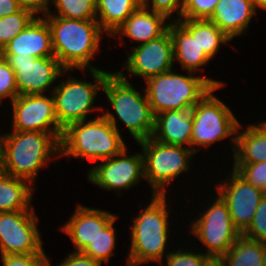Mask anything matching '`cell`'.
Wrapping results in <instances>:
<instances>
[{"mask_svg": "<svg viewBox=\"0 0 266 266\" xmlns=\"http://www.w3.org/2000/svg\"><path fill=\"white\" fill-rule=\"evenodd\" d=\"M167 199L166 195L152 194L150 203L147 202L144 208L140 204L142 211L131 220L133 224L130 225L131 242L126 255L127 266H141L147 262L158 265L170 252L166 249L172 242L168 239L172 235L169 229L172 230L170 226L173 224H169L172 216Z\"/></svg>", "mask_w": 266, "mask_h": 266, "instance_id": "6da1fadb", "label": "cell"}, {"mask_svg": "<svg viewBox=\"0 0 266 266\" xmlns=\"http://www.w3.org/2000/svg\"><path fill=\"white\" fill-rule=\"evenodd\" d=\"M44 18L51 30L54 56L65 70L85 72L100 69L91 61L99 53L101 41L106 35L97 20H72L56 16Z\"/></svg>", "mask_w": 266, "mask_h": 266, "instance_id": "7a4b0ae2", "label": "cell"}, {"mask_svg": "<svg viewBox=\"0 0 266 266\" xmlns=\"http://www.w3.org/2000/svg\"><path fill=\"white\" fill-rule=\"evenodd\" d=\"M60 158V143L49 133L8 131L1 133V171L36 187L35 179L45 166Z\"/></svg>", "mask_w": 266, "mask_h": 266, "instance_id": "3957f363", "label": "cell"}, {"mask_svg": "<svg viewBox=\"0 0 266 266\" xmlns=\"http://www.w3.org/2000/svg\"><path fill=\"white\" fill-rule=\"evenodd\" d=\"M142 91H138L129 80L123 79L116 71L106 77L103 85V92L115 115L107 108L102 115L120 133L121 126L118 122L121 121L136 142L152 137L154 131L155 116L143 87Z\"/></svg>", "mask_w": 266, "mask_h": 266, "instance_id": "277c9868", "label": "cell"}, {"mask_svg": "<svg viewBox=\"0 0 266 266\" xmlns=\"http://www.w3.org/2000/svg\"><path fill=\"white\" fill-rule=\"evenodd\" d=\"M120 133L103 115L68 125L60 140V157L99 162L121 153L126 147Z\"/></svg>", "mask_w": 266, "mask_h": 266, "instance_id": "5b68a950", "label": "cell"}, {"mask_svg": "<svg viewBox=\"0 0 266 266\" xmlns=\"http://www.w3.org/2000/svg\"><path fill=\"white\" fill-rule=\"evenodd\" d=\"M169 70L147 79L145 92L155 115L172 110H191L213 87L224 86V81L186 72Z\"/></svg>", "mask_w": 266, "mask_h": 266, "instance_id": "8992f818", "label": "cell"}, {"mask_svg": "<svg viewBox=\"0 0 266 266\" xmlns=\"http://www.w3.org/2000/svg\"><path fill=\"white\" fill-rule=\"evenodd\" d=\"M72 72L73 70H64L58 78L60 82H56V87L51 93L57 121L63 130L72 123L90 119L88 115L91 112L104 111L102 105L95 106L94 102L99 92L103 91L106 77L112 70L110 72L102 69L87 70L86 72H90L91 79L95 82L71 77ZM64 74H67L66 78H62Z\"/></svg>", "mask_w": 266, "mask_h": 266, "instance_id": "52a82bcc", "label": "cell"}, {"mask_svg": "<svg viewBox=\"0 0 266 266\" xmlns=\"http://www.w3.org/2000/svg\"><path fill=\"white\" fill-rule=\"evenodd\" d=\"M224 86L213 87L191 108L192 137L191 149L197 154L211 145L230 138L232 152L236 144V135L241 124L229 106L213 93ZM201 149V150H200Z\"/></svg>", "mask_w": 266, "mask_h": 266, "instance_id": "ba28073f", "label": "cell"}, {"mask_svg": "<svg viewBox=\"0 0 266 266\" xmlns=\"http://www.w3.org/2000/svg\"><path fill=\"white\" fill-rule=\"evenodd\" d=\"M136 143L141 146L145 181L151 187V194L167 195V187L191 169L196 154L191 148L164 144L152 137Z\"/></svg>", "mask_w": 266, "mask_h": 266, "instance_id": "9c48e42d", "label": "cell"}, {"mask_svg": "<svg viewBox=\"0 0 266 266\" xmlns=\"http://www.w3.org/2000/svg\"><path fill=\"white\" fill-rule=\"evenodd\" d=\"M213 196V199L212 196L210 198L213 202H207L209 205L204 206L206 209L199 211L201 213L197 215L198 217H194L196 219H191L192 223L188 227L190 229L188 232L189 235L195 236L203 247L205 246V254L223 256L241 234L231 220L225 201L216 192Z\"/></svg>", "mask_w": 266, "mask_h": 266, "instance_id": "30bf717a", "label": "cell"}, {"mask_svg": "<svg viewBox=\"0 0 266 266\" xmlns=\"http://www.w3.org/2000/svg\"><path fill=\"white\" fill-rule=\"evenodd\" d=\"M128 147L112 158L92 165L87 171L88 181L102 190L114 191L119 197L123 196V191L139 185L141 180L145 181L142 153L138 151L129 155Z\"/></svg>", "mask_w": 266, "mask_h": 266, "instance_id": "8fae6325", "label": "cell"}, {"mask_svg": "<svg viewBox=\"0 0 266 266\" xmlns=\"http://www.w3.org/2000/svg\"><path fill=\"white\" fill-rule=\"evenodd\" d=\"M33 205L25 211L0 212V253L46 254Z\"/></svg>", "mask_w": 266, "mask_h": 266, "instance_id": "7c38bea8", "label": "cell"}, {"mask_svg": "<svg viewBox=\"0 0 266 266\" xmlns=\"http://www.w3.org/2000/svg\"><path fill=\"white\" fill-rule=\"evenodd\" d=\"M11 106L10 131L45 132L60 143L63 129L57 121L52 94L18 95Z\"/></svg>", "mask_w": 266, "mask_h": 266, "instance_id": "4fadbf2b", "label": "cell"}, {"mask_svg": "<svg viewBox=\"0 0 266 266\" xmlns=\"http://www.w3.org/2000/svg\"><path fill=\"white\" fill-rule=\"evenodd\" d=\"M130 50L129 56L122 63L126 73L117 70L125 80L134 76L146 81L174 68L173 45L169 30L157 39L131 46Z\"/></svg>", "mask_w": 266, "mask_h": 266, "instance_id": "5bb4252c", "label": "cell"}, {"mask_svg": "<svg viewBox=\"0 0 266 266\" xmlns=\"http://www.w3.org/2000/svg\"><path fill=\"white\" fill-rule=\"evenodd\" d=\"M4 57L14 70L19 95L46 94L49 93L48 91L52 93L56 87L55 82L65 70L55 56L41 58L28 55Z\"/></svg>", "mask_w": 266, "mask_h": 266, "instance_id": "9a60e30c", "label": "cell"}, {"mask_svg": "<svg viewBox=\"0 0 266 266\" xmlns=\"http://www.w3.org/2000/svg\"><path fill=\"white\" fill-rule=\"evenodd\" d=\"M228 177L213 186L228 206L231 220L242 235L252 223L255 212L266 192L251 185L231 168ZM219 183V184H218Z\"/></svg>", "mask_w": 266, "mask_h": 266, "instance_id": "2e32d148", "label": "cell"}, {"mask_svg": "<svg viewBox=\"0 0 266 266\" xmlns=\"http://www.w3.org/2000/svg\"><path fill=\"white\" fill-rule=\"evenodd\" d=\"M168 30L172 39L174 64L176 61L181 69L201 75L199 71L202 72L212 60L197 42V19L170 21Z\"/></svg>", "mask_w": 266, "mask_h": 266, "instance_id": "e0dca14e", "label": "cell"}, {"mask_svg": "<svg viewBox=\"0 0 266 266\" xmlns=\"http://www.w3.org/2000/svg\"><path fill=\"white\" fill-rule=\"evenodd\" d=\"M116 217V214L108 210L77 203L70 219L60 226V232L71 239L73 251L82 252Z\"/></svg>", "mask_w": 266, "mask_h": 266, "instance_id": "ac0fdd59", "label": "cell"}, {"mask_svg": "<svg viewBox=\"0 0 266 266\" xmlns=\"http://www.w3.org/2000/svg\"><path fill=\"white\" fill-rule=\"evenodd\" d=\"M3 56H54L51 30L43 16L35 17L28 26L14 37L0 52Z\"/></svg>", "mask_w": 266, "mask_h": 266, "instance_id": "d6986e66", "label": "cell"}, {"mask_svg": "<svg viewBox=\"0 0 266 266\" xmlns=\"http://www.w3.org/2000/svg\"><path fill=\"white\" fill-rule=\"evenodd\" d=\"M169 21L165 15L141 5L109 38H120L122 44L124 42L123 37H127L140 45L163 35L168 30Z\"/></svg>", "mask_w": 266, "mask_h": 266, "instance_id": "ffe728a7", "label": "cell"}, {"mask_svg": "<svg viewBox=\"0 0 266 266\" xmlns=\"http://www.w3.org/2000/svg\"><path fill=\"white\" fill-rule=\"evenodd\" d=\"M256 12L252 0H219L209 20L233 40L246 35Z\"/></svg>", "mask_w": 266, "mask_h": 266, "instance_id": "44dd1931", "label": "cell"}, {"mask_svg": "<svg viewBox=\"0 0 266 266\" xmlns=\"http://www.w3.org/2000/svg\"><path fill=\"white\" fill-rule=\"evenodd\" d=\"M191 110H172L155 115L152 138L169 145L191 148Z\"/></svg>", "mask_w": 266, "mask_h": 266, "instance_id": "7402d4cb", "label": "cell"}, {"mask_svg": "<svg viewBox=\"0 0 266 266\" xmlns=\"http://www.w3.org/2000/svg\"><path fill=\"white\" fill-rule=\"evenodd\" d=\"M257 123H249L247 127L243 125L245 128L242 124L239 125L231 158L233 163L266 161V127L259 120Z\"/></svg>", "mask_w": 266, "mask_h": 266, "instance_id": "603a6c76", "label": "cell"}, {"mask_svg": "<svg viewBox=\"0 0 266 266\" xmlns=\"http://www.w3.org/2000/svg\"><path fill=\"white\" fill-rule=\"evenodd\" d=\"M35 187L0 170V212L25 211L32 206Z\"/></svg>", "mask_w": 266, "mask_h": 266, "instance_id": "cb8c5ba5", "label": "cell"}, {"mask_svg": "<svg viewBox=\"0 0 266 266\" xmlns=\"http://www.w3.org/2000/svg\"><path fill=\"white\" fill-rule=\"evenodd\" d=\"M141 5L142 0H96L97 22L111 37Z\"/></svg>", "mask_w": 266, "mask_h": 266, "instance_id": "d4e9b609", "label": "cell"}, {"mask_svg": "<svg viewBox=\"0 0 266 266\" xmlns=\"http://www.w3.org/2000/svg\"><path fill=\"white\" fill-rule=\"evenodd\" d=\"M223 258L227 266H263V242L241 235Z\"/></svg>", "mask_w": 266, "mask_h": 266, "instance_id": "484cf974", "label": "cell"}, {"mask_svg": "<svg viewBox=\"0 0 266 266\" xmlns=\"http://www.w3.org/2000/svg\"><path fill=\"white\" fill-rule=\"evenodd\" d=\"M231 39L209 19H197V42L205 54L213 60L221 46L231 43Z\"/></svg>", "mask_w": 266, "mask_h": 266, "instance_id": "4316f807", "label": "cell"}, {"mask_svg": "<svg viewBox=\"0 0 266 266\" xmlns=\"http://www.w3.org/2000/svg\"><path fill=\"white\" fill-rule=\"evenodd\" d=\"M119 220L116 217L87 247L82 251L83 254L90 256L103 264H109V260L114 256L118 235H116L115 222Z\"/></svg>", "mask_w": 266, "mask_h": 266, "instance_id": "83f0119b", "label": "cell"}, {"mask_svg": "<svg viewBox=\"0 0 266 266\" xmlns=\"http://www.w3.org/2000/svg\"><path fill=\"white\" fill-rule=\"evenodd\" d=\"M52 6L55 7V12L51 9L45 16L72 20H97L96 0H53Z\"/></svg>", "mask_w": 266, "mask_h": 266, "instance_id": "f1b7e54d", "label": "cell"}, {"mask_svg": "<svg viewBox=\"0 0 266 266\" xmlns=\"http://www.w3.org/2000/svg\"><path fill=\"white\" fill-rule=\"evenodd\" d=\"M35 17L36 16L31 11L23 8L15 14L1 17L0 52L14 37L23 31Z\"/></svg>", "mask_w": 266, "mask_h": 266, "instance_id": "f546056e", "label": "cell"}, {"mask_svg": "<svg viewBox=\"0 0 266 266\" xmlns=\"http://www.w3.org/2000/svg\"><path fill=\"white\" fill-rule=\"evenodd\" d=\"M196 247L195 245L193 247L190 246V249H183L182 247L180 248H172L170 252L166 255L165 263L164 261L160 263L159 266H203L204 261L209 257L207 254L204 252H198V250L203 249H198L196 247V250L193 248Z\"/></svg>", "mask_w": 266, "mask_h": 266, "instance_id": "4dcf8cb0", "label": "cell"}, {"mask_svg": "<svg viewBox=\"0 0 266 266\" xmlns=\"http://www.w3.org/2000/svg\"><path fill=\"white\" fill-rule=\"evenodd\" d=\"M234 169L251 185L266 192V161L259 163H232Z\"/></svg>", "mask_w": 266, "mask_h": 266, "instance_id": "1f68e13d", "label": "cell"}, {"mask_svg": "<svg viewBox=\"0 0 266 266\" xmlns=\"http://www.w3.org/2000/svg\"><path fill=\"white\" fill-rule=\"evenodd\" d=\"M18 95L14 70L0 53V107L5 99L11 103Z\"/></svg>", "mask_w": 266, "mask_h": 266, "instance_id": "d6a6232c", "label": "cell"}, {"mask_svg": "<svg viewBox=\"0 0 266 266\" xmlns=\"http://www.w3.org/2000/svg\"><path fill=\"white\" fill-rule=\"evenodd\" d=\"M219 0H185L181 19H210Z\"/></svg>", "mask_w": 266, "mask_h": 266, "instance_id": "836d02e7", "label": "cell"}, {"mask_svg": "<svg viewBox=\"0 0 266 266\" xmlns=\"http://www.w3.org/2000/svg\"><path fill=\"white\" fill-rule=\"evenodd\" d=\"M184 2L185 0H142V6L165 15L170 21H177L181 19Z\"/></svg>", "mask_w": 266, "mask_h": 266, "instance_id": "e575fe53", "label": "cell"}, {"mask_svg": "<svg viewBox=\"0 0 266 266\" xmlns=\"http://www.w3.org/2000/svg\"><path fill=\"white\" fill-rule=\"evenodd\" d=\"M242 235L251 240L266 242V193L260 201L252 223Z\"/></svg>", "mask_w": 266, "mask_h": 266, "instance_id": "d590c367", "label": "cell"}, {"mask_svg": "<svg viewBox=\"0 0 266 266\" xmlns=\"http://www.w3.org/2000/svg\"><path fill=\"white\" fill-rule=\"evenodd\" d=\"M3 266H50L47 254H7L2 255Z\"/></svg>", "mask_w": 266, "mask_h": 266, "instance_id": "8d00e7d4", "label": "cell"}, {"mask_svg": "<svg viewBox=\"0 0 266 266\" xmlns=\"http://www.w3.org/2000/svg\"><path fill=\"white\" fill-rule=\"evenodd\" d=\"M57 266H102V264L82 252L72 251Z\"/></svg>", "mask_w": 266, "mask_h": 266, "instance_id": "74e56055", "label": "cell"}, {"mask_svg": "<svg viewBox=\"0 0 266 266\" xmlns=\"http://www.w3.org/2000/svg\"><path fill=\"white\" fill-rule=\"evenodd\" d=\"M23 9L31 11L36 17L45 16L51 10L53 0H19Z\"/></svg>", "mask_w": 266, "mask_h": 266, "instance_id": "f35d334b", "label": "cell"}, {"mask_svg": "<svg viewBox=\"0 0 266 266\" xmlns=\"http://www.w3.org/2000/svg\"><path fill=\"white\" fill-rule=\"evenodd\" d=\"M21 9L19 0H0V18L15 14Z\"/></svg>", "mask_w": 266, "mask_h": 266, "instance_id": "ab89813d", "label": "cell"}, {"mask_svg": "<svg viewBox=\"0 0 266 266\" xmlns=\"http://www.w3.org/2000/svg\"><path fill=\"white\" fill-rule=\"evenodd\" d=\"M203 266H227V264L223 256H209Z\"/></svg>", "mask_w": 266, "mask_h": 266, "instance_id": "60d3db41", "label": "cell"}, {"mask_svg": "<svg viewBox=\"0 0 266 266\" xmlns=\"http://www.w3.org/2000/svg\"><path fill=\"white\" fill-rule=\"evenodd\" d=\"M252 2L257 11L259 9L266 10V0H252Z\"/></svg>", "mask_w": 266, "mask_h": 266, "instance_id": "b9f144b4", "label": "cell"}, {"mask_svg": "<svg viewBox=\"0 0 266 266\" xmlns=\"http://www.w3.org/2000/svg\"><path fill=\"white\" fill-rule=\"evenodd\" d=\"M0 169H1V133H0Z\"/></svg>", "mask_w": 266, "mask_h": 266, "instance_id": "7bdbcfd3", "label": "cell"}, {"mask_svg": "<svg viewBox=\"0 0 266 266\" xmlns=\"http://www.w3.org/2000/svg\"><path fill=\"white\" fill-rule=\"evenodd\" d=\"M260 122L266 127V120L265 121L261 120Z\"/></svg>", "mask_w": 266, "mask_h": 266, "instance_id": "ee69618b", "label": "cell"}]
</instances>
